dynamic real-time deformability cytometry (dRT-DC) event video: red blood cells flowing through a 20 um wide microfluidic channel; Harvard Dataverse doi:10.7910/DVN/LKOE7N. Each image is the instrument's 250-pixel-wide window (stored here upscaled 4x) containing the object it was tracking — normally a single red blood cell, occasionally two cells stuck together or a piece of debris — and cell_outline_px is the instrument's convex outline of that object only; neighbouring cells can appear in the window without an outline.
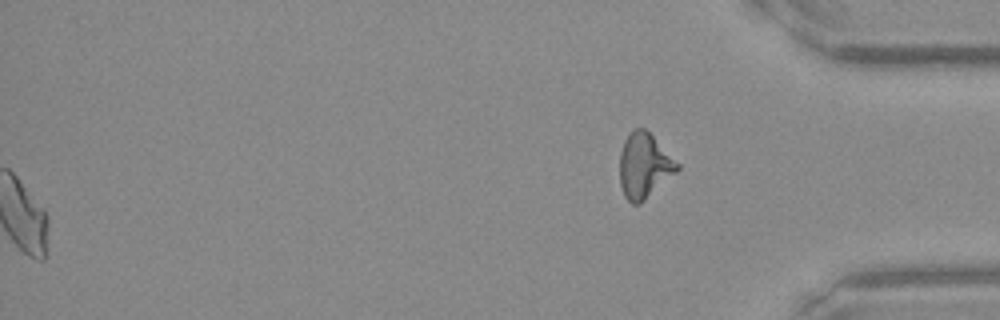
{"species": "Egyptian fruit bat (a non-hibernating species)", "species_latin": "Rousettus aegyptiacus", "temperature_condition": "warm", "stored_images_in_passage": 48, "segment_of_instrument_passage": [2, 2], "camera_frame_rate_fps": 3000, "um_per_image_px": 0.085, "frame": {"image": 1, "passage_image": 48, "time_ms": 15.667, "image_size_px": [1000, 320], "cell_outline_px": [[680, 168], [676, 172], [640, 204], [632, 204], [624, 196], [620, 184], [620, 152], [624, 140], [636, 128], [644, 128], [680, 164]], "centroid_in_image_um": [54.75, 14.11], "position_along_channel_um": 380.5, "area_um2": 21.44}}